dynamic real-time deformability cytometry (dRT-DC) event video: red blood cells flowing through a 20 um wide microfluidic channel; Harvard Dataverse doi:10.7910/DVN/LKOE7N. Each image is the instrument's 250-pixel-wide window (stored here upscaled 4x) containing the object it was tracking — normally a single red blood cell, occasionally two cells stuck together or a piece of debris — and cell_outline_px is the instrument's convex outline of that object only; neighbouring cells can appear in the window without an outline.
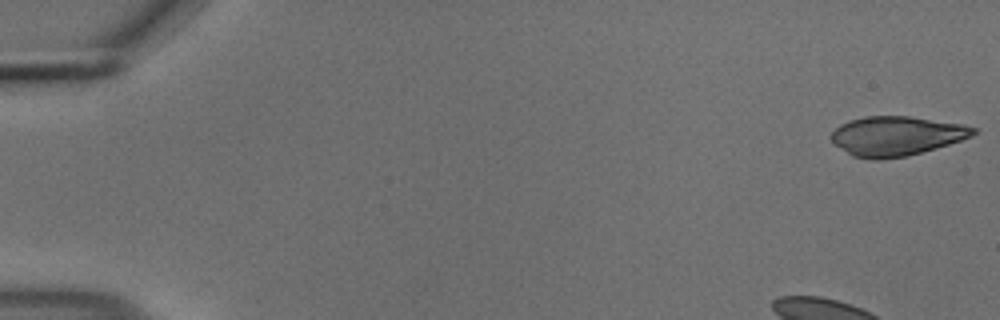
{"species": "common noctule bat (a hibernating species)", "species_latin": "Nyctalus noctula", "temperature_condition": "cold", "stored_images_in_passage": 11, "camera_frame_rate_fps": 3000, "um_per_image_px": 0.085, "animal": {"sex": "male", "body_mass_g": 18.8}, "frame": {"image": 1, "passage_image": 1, "time_ms": 0.0, "image_size_px": [1000, 320], "cell_outline_px": [[976, 132], [972, 136], [936, 148], [908, 156], [880, 160], [872, 160], [852, 156], [836, 144], [832, 140], [832, 132], [840, 124], [864, 116], [908, 116], [964, 124], [976, 128]], "centroid_in_image_um": [76.2, 11.56], "position_along_channel_um": 8.8, "area_um2": 32.48}}